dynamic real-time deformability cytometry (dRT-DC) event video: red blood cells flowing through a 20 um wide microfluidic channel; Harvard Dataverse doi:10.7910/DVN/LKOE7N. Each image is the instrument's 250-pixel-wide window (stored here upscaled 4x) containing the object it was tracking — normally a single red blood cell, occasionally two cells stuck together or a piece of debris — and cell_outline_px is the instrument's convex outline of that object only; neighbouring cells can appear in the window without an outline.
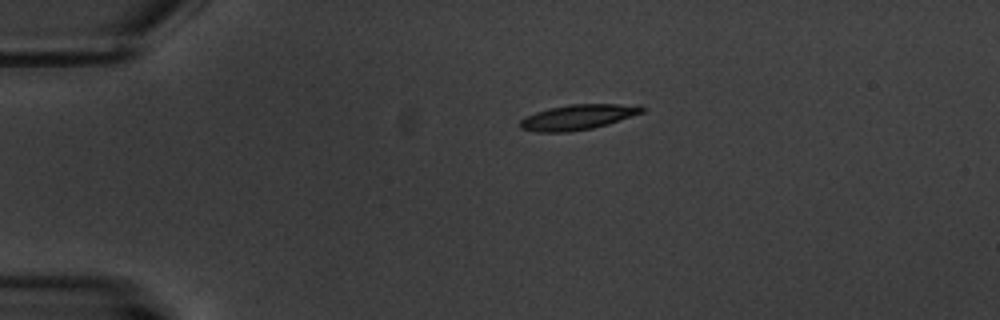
{"species": "common noctule bat (a hibernating species)", "species_latin": "Nyctalus noctula", "temperature_condition": "warm", "stored_images_in_passage": 5, "camera_frame_rate_fps": 3000, "um_per_image_px": 0.085, "animal": {"sex": "male", "body_mass_g": 20.1, "forearm_length_mm": 53.5}, "frame": {"image": 1, "passage_image": 1, "time_ms": 0.0, "image_size_px": [1000, 320], "cell_outline_px": [[644, 112], [608, 124], [592, 128], [568, 132], [536, 132], [520, 128], [520, 120], [524, 116], [548, 108], [568, 104], [616, 104], [644, 108]], "centroid_in_image_um": [49.02, 9.96], "position_along_channel_um": 36.0, "area_um2": 17.69}}
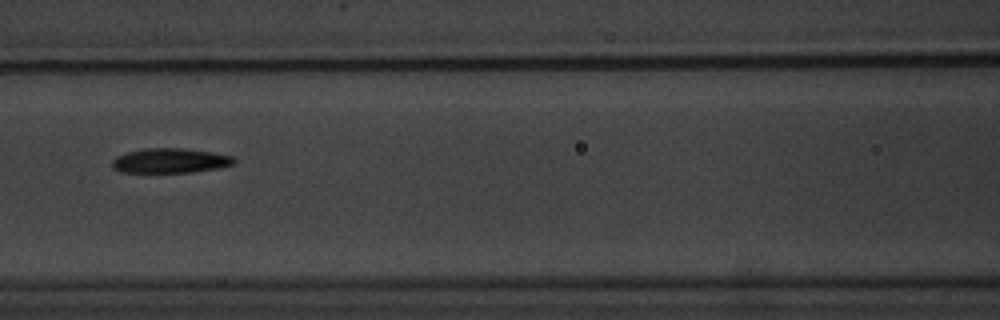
{"frame": {"image": 2, "passage_image": 4, "time_ms": 4.667, "image_size_px": [1000, 320], "cell_outline_px": [[236, 164], [216, 168], [192, 172], [120, 172], [112, 168], [112, 160], [116, 156], [128, 152], [144, 148], [184, 148], [212, 152], [232, 156], [236, 160]], "centroid_in_image_um": [14.46, 13.65], "position_along_channel_um": 152.1, "area_um2": 17.57}}